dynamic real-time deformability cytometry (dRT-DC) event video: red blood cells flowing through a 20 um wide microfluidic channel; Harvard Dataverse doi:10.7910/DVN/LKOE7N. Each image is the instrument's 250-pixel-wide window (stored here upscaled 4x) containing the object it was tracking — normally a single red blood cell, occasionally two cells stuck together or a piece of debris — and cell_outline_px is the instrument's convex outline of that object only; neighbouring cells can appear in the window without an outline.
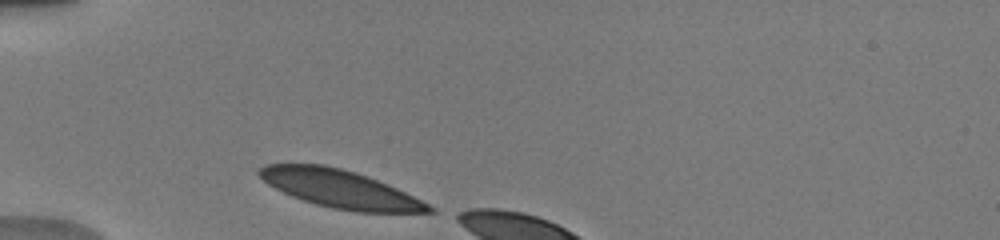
{"species": "human", "species_latin": "Homo sapiens", "temperature_condition": "warm", "stored_images_in_passage": 7, "camera_frame_rate_fps": 3000, "um_per_image_px": 0.085, "donor": {"sex": "male"}, "frame": {"image": 1, "passage_image": 1, "time_ms": 0.0, "image_size_px": [1000, 240], "cell_outline_px": [[436, 212], [356, 212], [332, 208], [316, 204], [292, 196], [268, 184], [256, 172], [264, 164], [324, 164], [356, 172], [388, 184], [436, 208]], "centroid_in_image_um": [28.9, 16.05], "position_along_channel_um": 56.1, "area_um2": 37.05}}